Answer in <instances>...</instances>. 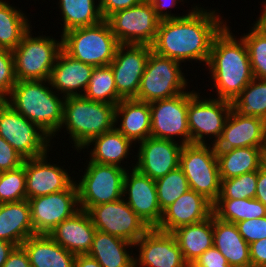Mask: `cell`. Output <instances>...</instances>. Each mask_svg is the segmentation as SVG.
<instances>
[{
	"mask_svg": "<svg viewBox=\"0 0 266 267\" xmlns=\"http://www.w3.org/2000/svg\"><path fill=\"white\" fill-rule=\"evenodd\" d=\"M261 11V15H259L257 20L266 28V6H263Z\"/></svg>",
	"mask_w": 266,
	"mask_h": 267,
	"instance_id": "obj_53",
	"label": "cell"
},
{
	"mask_svg": "<svg viewBox=\"0 0 266 267\" xmlns=\"http://www.w3.org/2000/svg\"><path fill=\"white\" fill-rule=\"evenodd\" d=\"M103 19H107L113 13L131 8L140 4L143 0H98Z\"/></svg>",
	"mask_w": 266,
	"mask_h": 267,
	"instance_id": "obj_46",
	"label": "cell"
},
{
	"mask_svg": "<svg viewBox=\"0 0 266 267\" xmlns=\"http://www.w3.org/2000/svg\"><path fill=\"white\" fill-rule=\"evenodd\" d=\"M134 247L135 267H190L171 232L150 228Z\"/></svg>",
	"mask_w": 266,
	"mask_h": 267,
	"instance_id": "obj_17",
	"label": "cell"
},
{
	"mask_svg": "<svg viewBox=\"0 0 266 267\" xmlns=\"http://www.w3.org/2000/svg\"><path fill=\"white\" fill-rule=\"evenodd\" d=\"M115 109L116 105L91 101L84 96L65 97L63 121L54 136L65 128L72 148L80 152L92 138L115 128Z\"/></svg>",
	"mask_w": 266,
	"mask_h": 267,
	"instance_id": "obj_4",
	"label": "cell"
},
{
	"mask_svg": "<svg viewBox=\"0 0 266 267\" xmlns=\"http://www.w3.org/2000/svg\"><path fill=\"white\" fill-rule=\"evenodd\" d=\"M119 44L151 46L158 31L160 19L148 0L131 8L119 10L107 19Z\"/></svg>",
	"mask_w": 266,
	"mask_h": 267,
	"instance_id": "obj_12",
	"label": "cell"
},
{
	"mask_svg": "<svg viewBox=\"0 0 266 267\" xmlns=\"http://www.w3.org/2000/svg\"><path fill=\"white\" fill-rule=\"evenodd\" d=\"M229 24L214 37L206 71L211 74L216 96L233 102L254 79L245 41L232 33Z\"/></svg>",
	"mask_w": 266,
	"mask_h": 267,
	"instance_id": "obj_2",
	"label": "cell"
},
{
	"mask_svg": "<svg viewBox=\"0 0 266 267\" xmlns=\"http://www.w3.org/2000/svg\"><path fill=\"white\" fill-rule=\"evenodd\" d=\"M25 159L19 168L0 173V203L26 200Z\"/></svg>",
	"mask_w": 266,
	"mask_h": 267,
	"instance_id": "obj_40",
	"label": "cell"
},
{
	"mask_svg": "<svg viewBox=\"0 0 266 267\" xmlns=\"http://www.w3.org/2000/svg\"><path fill=\"white\" fill-rule=\"evenodd\" d=\"M48 154L50 153L25 159L27 200L67 190L75 182L76 177L70 176L72 173L69 174L68 169H64L65 165L51 163Z\"/></svg>",
	"mask_w": 266,
	"mask_h": 267,
	"instance_id": "obj_19",
	"label": "cell"
},
{
	"mask_svg": "<svg viewBox=\"0 0 266 267\" xmlns=\"http://www.w3.org/2000/svg\"><path fill=\"white\" fill-rule=\"evenodd\" d=\"M213 204L203 195L189 189L162 213L158 230L172 232L178 227L202 222L213 214Z\"/></svg>",
	"mask_w": 266,
	"mask_h": 267,
	"instance_id": "obj_22",
	"label": "cell"
},
{
	"mask_svg": "<svg viewBox=\"0 0 266 267\" xmlns=\"http://www.w3.org/2000/svg\"><path fill=\"white\" fill-rule=\"evenodd\" d=\"M181 65L151 51L134 99L151 103L187 92L190 84Z\"/></svg>",
	"mask_w": 266,
	"mask_h": 267,
	"instance_id": "obj_7",
	"label": "cell"
},
{
	"mask_svg": "<svg viewBox=\"0 0 266 267\" xmlns=\"http://www.w3.org/2000/svg\"><path fill=\"white\" fill-rule=\"evenodd\" d=\"M123 199L149 228L159 225L163 212L158 203L155 180L140 173L135 164L126 170Z\"/></svg>",
	"mask_w": 266,
	"mask_h": 267,
	"instance_id": "obj_18",
	"label": "cell"
},
{
	"mask_svg": "<svg viewBox=\"0 0 266 267\" xmlns=\"http://www.w3.org/2000/svg\"><path fill=\"white\" fill-rule=\"evenodd\" d=\"M35 235L28 200L0 203V239L16 247Z\"/></svg>",
	"mask_w": 266,
	"mask_h": 267,
	"instance_id": "obj_27",
	"label": "cell"
},
{
	"mask_svg": "<svg viewBox=\"0 0 266 267\" xmlns=\"http://www.w3.org/2000/svg\"><path fill=\"white\" fill-rule=\"evenodd\" d=\"M90 145L91 149H89ZM135 146L132 141L114 128L109 132L92 138L80 151L86 148L90 150L89 161L99 164L116 165L129 170L131 167H127L128 165L125 164L129 162L124 161V159L127 160L130 157L129 155H133L132 152H134ZM121 163L126 166H123Z\"/></svg>",
	"mask_w": 266,
	"mask_h": 267,
	"instance_id": "obj_26",
	"label": "cell"
},
{
	"mask_svg": "<svg viewBox=\"0 0 266 267\" xmlns=\"http://www.w3.org/2000/svg\"><path fill=\"white\" fill-rule=\"evenodd\" d=\"M35 234H48L80 210L75 182L56 193L28 199Z\"/></svg>",
	"mask_w": 266,
	"mask_h": 267,
	"instance_id": "obj_15",
	"label": "cell"
},
{
	"mask_svg": "<svg viewBox=\"0 0 266 267\" xmlns=\"http://www.w3.org/2000/svg\"><path fill=\"white\" fill-rule=\"evenodd\" d=\"M265 149L240 147L229 150H216L220 179H230L258 171L262 166V155Z\"/></svg>",
	"mask_w": 266,
	"mask_h": 267,
	"instance_id": "obj_32",
	"label": "cell"
},
{
	"mask_svg": "<svg viewBox=\"0 0 266 267\" xmlns=\"http://www.w3.org/2000/svg\"><path fill=\"white\" fill-rule=\"evenodd\" d=\"M190 267H232L214 246L199 256Z\"/></svg>",
	"mask_w": 266,
	"mask_h": 267,
	"instance_id": "obj_45",
	"label": "cell"
},
{
	"mask_svg": "<svg viewBox=\"0 0 266 267\" xmlns=\"http://www.w3.org/2000/svg\"><path fill=\"white\" fill-rule=\"evenodd\" d=\"M64 100L65 97L57 94L49 80L17 81L4 99L14 110L45 132L51 142L63 121Z\"/></svg>",
	"mask_w": 266,
	"mask_h": 267,
	"instance_id": "obj_3",
	"label": "cell"
},
{
	"mask_svg": "<svg viewBox=\"0 0 266 267\" xmlns=\"http://www.w3.org/2000/svg\"><path fill=\"white\" fill-rule=\"evenodd\" d=\"M232 108L242 116L266 121V80L254 78L234 99Z\"/></svg>",
	"mask_w": 266,
	"mask_h": 267,
	"instance_id": "obj_36",
	"label": "cell"
},
{
	"mask_svg": "<svg viewBox=\"0 0 266 267\" xmlns=\"http://www.w3.org/2000/svg\"><path fill=\"white\" fill-rule=\"evenodd\" d=\"M96 230L87 211L80 209L58 224L49 235L67 251L85 255L90 251Z\"/></svg>",
	"mask_w": 266,
	"mask_h": 267,
	"instance_id": "obj_24",
	"label": "cell"
},
{
	"mask_svg": "<svg viewBox=\"0 0 266 267\" xmlns=\"http://www.w3.org/2000/svg\"><path fill=\"white\" fill-rule=\"evenodd\" d=\"M214 146L216 150L266 148V121L255 116H242L232 108L222 135Z\"/></svg>",
	"mask_w": 266,
	"mask_h": 267,
	"instance_id": "obj_21",
	"label": "cell"
},
{
	"mask_svg": "<svg viewBox=\"0 0 266 267\" xmlns=\"http://www.w3.org/2000/svg\"><path fill=\"white\" fill-rule=\"evenodd\" d=\"M62 49L74 59L94 67L108 66L119 45L107 20L74 28L62 35Z\"/></svg>",
	"mask_w": 266,
	"mask_h": 267,
	"instance_id": "obj_5",
	"label": "cell"
},
{
	"mask_svg": "<svg viewBox=\"0 0 266 267\" xmlns=\"http://www.w3.org/2000/svg\"><path fill=\"white\" fill-rule=\"evenodd\" d=\"M0 136L24 159L43 156L53 147L45 132L4 100H0Z\"/></svg>",
	"mask_w": 266,
	"mask_h": 267,
	"instance_id": "obj_11",
	"label": "cell"
},
{
	"mask_svg": "<svg viewBox=\"0 0 266 267\" xmlns=\"http://www.w3.org/2000/svg\"><path fill=\"white\" fill-rule=\"evenodd\" d=\"M23 162L24 158L0 136V172L19 168Z\"/></svg>",
	"mask_w": 266,
	"mask_h": 267,
	"instance_id": "obj_44",
	"label": "cell"
},
{
	"mask_svg": "<svg viewBox=\"0 0 266 267\" xmlns=\"http://www.w3.org/2000/svg\"><path fill=\"white\" fill-rule=\"evenodd\" d=\"M235 224L248 244L266 238V216L239 221Z\"/></svg>",
	"mask_w": 266,
	"mask_h": 267,
	"instance_id": "obj_43",
	"label": "cell"
},
{
	"mask_svg": "<svg viewBox=\"0 0 266 267\" xmlns=\"http://www.w3.org/2000/svg\"><path fill=\"white\" fill-rule=\"evenodd\" d=\"M257 171L242 174L230 179H221L218 198L246 199L255 198Z\"/></svg>",
	"mask_w": 266,
	"mask_h": 267,
	"instance_id": "obj_41",
	"label": "cell"
},
{
	"mask_svg": "<svg viewBox=\"0 0 266 267\" xmlns=\"http://www.w3.org/2000/svg\"><path fill=\"white\" fill-rule=\"evenodd\" d=\"M31 28L12 51L15 77L22 80H49L56 59L62 50L61 40L52 36H33Z\"/></svg>",
	"mask_w": 266,
	"mask_h": 267,
	"instance_id": "obj_6",
	"label": "cell"
},
{
	"mask_svg": "<svg viewBox=\"0 0 266 267\" xmlns=\"http://www.w3.org/2000/svg\"><path fill=\"white\" fill-rule=\"evenodd\" d=\"M16 82L13 53L0 49V100L9 95Z\"/></svg>",
	"mask_w": 266,
	"mask_h": 267,
	"instance_id": "obj_42",
	"label": "cell"
},
{
	"mask_svg": "<svg viewBox=\"0 0 266 267\" xmlns=\"http://www.w3.org/2000/svg\"><path fill=\"white\" fill-rule=\"evenodd\" d=\"M84 174L75 180L79 207L87 211L90 207L123 198L126 169L89 161Z\"/></svg>",
	"mask_w": 266,
	"mask_h": 267,
	"instance_id": "obj_9",
	"label": "cell"
},
{
	"mask_svg": "<svg viewBox=\"0 0 266 267\" xmlns=\"http://www.w3.org/2000/svg\"><path fill=\"white\" fill-rule=\"evenodd\" d=\"M251 25L241 37L248 49L254 78L266 80V28L257 19Z\"/></svg>",
	"mask_w": 266,
	"mask_h": 267,
	"instance_id": "obj_38",
	"label": "cell"
},
{
	"mask_svg": "<svg viewBox=\"0 0 266 267\" xmlns=\"http://www.w3.org/2000/svg\"><path fill=\"white\" fill-rule=\"evenodd\" d=\"M87 213L97 230L133 244L150 229L123 198L92 206Z\"/></svg>",
	"mask_w": 266,
	"mask_h": 267,
	"instance_id": "obj_13",
	"label": "cell"
},
{
	"mask_svg": "<svg viewBox=\"0 0 266 267\" xmlns=\"http://www.w3.org/2000/svg\"><path fill=\"white\" fill-rule=\"evenodd\" d=\"M138 145L137 155L131 156L137 157L135 168L151 179L156 180L179 167L183 144L148 137Z\"/></svg>",
	"mask_w": 266,
	"mask_h": 267,
	"instance_id": "obj_20",
	"label": "cell"
},
{
	"mask_svg": "<svg viewBox=\"0 0 266 267\" xmlns=\"http://www.w3.org/2000/svg\"><path fill=\"white\" fill-rule=\"evenodd\" d=\"M16 246L6 240L0 239V267H3L9 254Z\"/></svg>",
	"mask_w": 266,
	"mask_h": 267,
	"instance_id": "obj_52",
	"label": "cell"
},
{
	"mask_svg": "<svg viewBox=\"0 0 266 267\" xmlns=\"http://www.w3.org/2000/svg\"><path fill=\"white\" fill-rule=\"evenodd\" d=\"M3 267H31L27 252L22 246L15 247Z\"/></svg>",
	"mask_w": 266,
	"mask_h": 267,
	"instance_id": "obj_49",
	"label": "cell"
},
{
	"mask_svg": "<svg viewBox=\"0 0 266 267\" xmlns=\"http://www.w3.org/2000/svg\"><path fill=\"white\" fill-rule=\"evenodd\" d=\"M97 0H59L63 26L61 35L68 30L92 26L103 19Z\"/></svg>",
	"mask_w": 266,
	"mask_h": 267,
	"instance_id": "obj_34",
	"label": "cell"
},
{
	"mask_svg": "<svg viewBox=\"0 0 266 267\" xmlns=\"http://www.w3.org/2000/svg\"><path fill=\"white\" fill-rule=\"evenodd\" d=\"M212 209L216 218L231 223L266 216V206L255 198H217Z\"/></svg>",
	"mask_w": 266,
	"mask_h": 267,
	"instance_id": "obj_35",
	"label": "cell"
},
{
	"mask_svg": "<svg viewBox=\"0 0 266 267\" xmlns=\"http://www.w3.org/2000/svg\"><path fill=\"white\" fill-rule=\"evenodd\" d=\"M255 199L266 206V169L261 166L257 171V187Z\"/></svg>",
	"mask_w": 266,
	"mask_h": 267,
	"instance_id": "obj_50",
	"label": "cell"
},
{
	"mask_svg": "<svg viewBox=\"0 0 266 267\" xmlns=\"http://www.w3.org/2000/svg\"><path fill=\"white\" fill-rule=\"evenodd\" d=\"M151 46L119 44L114 59L109 64L112 68L117 93L123 99L135 98Z\"/></svg>",
	"mask_w": 266,
	"mask_h": 267,
	"instance_id": "obj_16",
	"label": "cell"
},
{
	"mask_svg": "<svg viewBox=\"0 0 266 267\" xmlns=\"http://www.w3.org/2000/svg\"><path fill=\"white\" fill-rule=\"evenodd\" d=\"M262 3H263V6H266V0H264Z\"/></svg>",
	"mask_w": 266,
	"mask_h": 267,
	"instance_id": "obj_55",
	"label": "cell"
},
{
	"mask_svg": "<svg viewBox=\"0 0 266 267\" xmlns=\"http://www.w3.org/2000/svg\"><path fill=\"white\" fill-rule=\"evenodd\" d=\"M201 93L189 91L188 126L190 144L215 145L220 139L226 121L232 110V102L206 96ZM208 140H206V137ZM209 137V138H208Z\"/></svg>",
	"mask_w": 266,
	"mask_h": 267,
	"instance_id": "obj_10",
	"label": "cell"
},
{
	"mask_svg": "<svg viewBox=\"0 0 266 267\" xmlns=\"http://www.w3.org/2000/svg\"><path fill=\"white\" fill-rule=\"evenodd\" d=\"M220 15L215 8L192 5L183 17L160 20L152 51L180 63L199 61L206 66L214 37L228 23Z\"/></svg>",
	"mask_w": 266,
	"mask_h": 267,
	"instance_id": "obj_1",
	"label": "cell"
},
{
	"mask_svg": "<svg viewBox=\"0 0 266 267\" xmlns=\"http://www.w3.org/2000/svg\"><path fill=\"white\" fill-rule=\"evenodd\" d=\"M262 166L266 169V149L263 151L262 155Z\"/></svg>",
	"mask_w": 266,
	"mask_h": 267,
	"instance_id": "obj_54",
	"label": "cell"
},
{
	"mask_svg": "<svg viewBox=\"0 0 266 267\" xmlns=\"http://www.w3.org/2000/svg\"><path fill=\"white\" fill-rule=\"evenodd\" d=\"M133 246L127 240L96 230L87 255L102 267H135Z\"/></svg>",
	"mask_w": 266,
	"mask_h": 267,
	"instance_id": "obj_29",
	"label": "cell"
},
{
	"mask_svg": "<svg viewBox=\"0 0 266 267\" xmlns=\"http://www.w3.org/2000/svg\"><path fill=\"white\" fill-rule=\"evenodd\" d=\"M31 267H74L76 255L56 243L48 234H35L21 245Z\"/></svg>",
	"mask_w": 266,
	"mask_h": 267,
	"instance_id": "obj_30",
	"label": "cell"
},
{
	"mask_svg": "<svg viewBox=\"0 0 266 267\" xmlns=\"http://www.w3.org/2000/svg\"><path fill=\"white\" fill-rule=\"evenodd\" d=\"M179 167L183 170L190 189L203 195L212 204L217 200L220 195L221 179L214 145L210 143L183 145Z\"/></svg>",
	"mask_w": 266,
	"mask_h": 267,
	"instance_id": "obj_8",
	"label": "cell"
},
{
	"mask_svg": "<svg viewBox=\"0 0 266 267\" xmlns=\"http://www.w3.org/2000/svg\"><path fill=\"white\" fill-rule=\"evenodd\" d=\"M86 99L117 105L123 98L117 93L114 74L110 65L94 67L88 87L83 95Z\"/></svg>",
	"mask_w": 266,
	"mask_h": 267,
	"instance_id": "obj_37",
	"label": "cell"
},
{
	"mask_svg": "<svg viewBox=\"0 0 266 267\" xmlns=\"http://www.w3.org/2000/svg\"><path fill=\"white\" fill-rule=\"evenodd\" d=\"M251 267H266V238L249 244Z\"/></svg>",
	"mask_w": 266,
	"mask_h": 267,
	"instance_id": "obj_48",
	"label": "cell"
},
{
	"mask_svg": "<svg viewBox=\"0 0 266 267\" xmlns=\"http://www.w3.org/2000/svg\"><path fill=\"white\" fill-rule=\"evenodd\" d=\"M213 246L232 267H251L249 244L235 223L222 221L213 215Z\"/></svg>",
	"mask_w": 266,
	"mask_h": 267,
	"instance_id": "obj_28",
	"label": "cell"
},
{
	"mask_svg": "<svg viewBox=\"0 0 266 267\" xmlns=\"http://www.w3.org/2000/svg\"><path fill=\"white\" fill-rule=\"evenodd\" d=\"M150 4L152 5L156 16L160 20H166V19H176L185 16L183 14L182 16L180 14L176 15L171 13L172 10H168V8H174L178 5V3H181L182 5L185 3L184 0H148ZM168 10V11H167Z\"/></svg>",
	"mask_w": 266,
	"mask_h": 267,
	"instance_id": "obj_47",
	"label": "cell"
},
{
	"mask_svg": "<svg viewBox=\"0 0 266 267\" xmlns=\"http://www.w3.org/2000/svg\"><path fill=\"white\" fill-rule=\"evenodd\" d=\"M155 185L162 212L190 189L188 180L180 167L156 179Z\"/></svg>",
	"mask_w": 266,
	"mask_h": 267,
	"instance_id": "obj_39",
	"label": "cell"
},
{
	"mask_svg": "<svg viewBox=\"0 0 266 267\" xmlns=\"http://www.w3.org/2000/svg\"><path fill=\"white\" fill-rule=\"evenodd\" d=\"M115 128L135 145L150 137L149 103L134 98L122 99L115 109Z\"/></svg>",
	"mask_w": 266,
	"mask_h": 267,
	"instance_id": "obj_25",
	"label": "cell"
},
{
	"mask_svg": "<svg viewBox=\"0 0 266 267\" xmlns=\"http://www.w3.org/2000/svg\"><path fill=\"white\" fill-rule=\"evenodd\" d=\"M74 267H102L97 260L85 255H76Z\"/></svg>",
	"mask_w": 266,
	"mask_h": 267,
	"instance_id": "obj_51",
	"label": "cell"
},
{
	"mask_svg": "<svg viewBox=\"0 0 266 267\" xmlns=\"http://www.w3.org/2000/svg\"><path fill=\"white\" fill-rule=\"evenodd\" d=\"M93 69L94 66L74 59L62 49L51 71V87L64 97L83 96Z\"/></svg>",
	"mask_w": 266,
	"mask_h": 267,
	"instance_id": "obj_23",
	"label": "cell"
},
{
	"mask_svg": "<svg viewBox=\"0 0 266 267\" xmlns=\"http://www.w3.org/2000/svg\"><path fill=\"white\" fill-rule=\"evenodd\" d=\"M28 16L8 1L0 0V49L13 51L32 28Z\"/></svg>",
	"mask_w": 266,
	"mask_h": 267,
	"instance_id": "obj_33",
	"label": "cell"
},
{
	"mask_svg": "<svg viewBox=\"0 0 266 267\" xmlns=\"http://www.w3.org/2000/svg\"><path fill=\"white\" fill-rule=\"evenodd\" d=\"M189 91L175 97L149 103L151 111L150 137L190 144L188 126ZM176 137L181 139L176 140Z\"/></svg>",
	"mask_w": 266,
	"mask_h": 267,
	"instance_id": "obj_14",
	"label": "cell"
},
{
	"mask_svg": "<svg viewBox=\"0 0 266 267\" xmlns=\"http://www.w3.org/2000/svg\"><path fill=\"white\" fill-rule=\"evenodd\" d=\"M171 233L185 261L191 266L207 249L213 247V214L202 222L178 227Z\"/></svg>",
	"mask_w": 266,
	"mask_h": 267,
	"instance_id": "obj_31",
	"label": "cell"
}]
</instances>
